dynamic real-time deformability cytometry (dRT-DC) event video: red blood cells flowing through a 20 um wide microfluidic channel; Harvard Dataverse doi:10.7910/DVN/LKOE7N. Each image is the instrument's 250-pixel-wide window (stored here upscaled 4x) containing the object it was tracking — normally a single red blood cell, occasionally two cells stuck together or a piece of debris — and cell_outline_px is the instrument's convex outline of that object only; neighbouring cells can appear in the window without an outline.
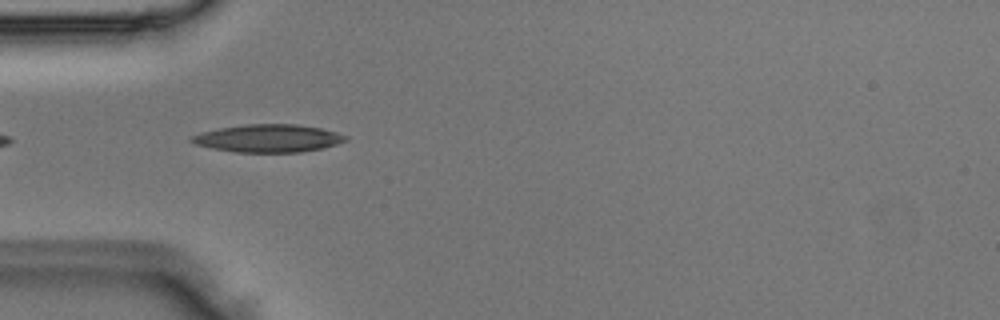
{"species": "Egyptian fruit bat (a non-hibernating species)", "species_latin": "Rousettus aegyptiacus", "temperature_condition": "room temperature", "stored_images_in_passage": 4, "camera_frame_rate_fps": 3000, "um_per_image_px": 0.085, "animal": {"sex": "male"}, "frame": {"image": 1, "passage_image": 2, "time_ms": 0.333, "image_size_px": [1000, 320], "cell_outline_px": [[348, 140], [324, 148], [300, 152], [236, 152], [212, 148], [196, 144], [188, 140], [188, 136], [200, 132], [220, 128], [248, 124], [296, 124], [320, 128], [336, 132], [348, 136]], "centroid_in_image_um": [22.78, 11.75], "position_along_channel_um": 62.2, "area_um2": 24.97}}
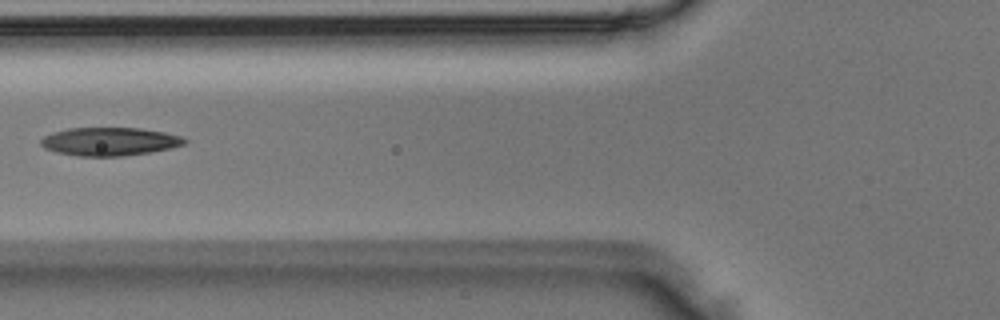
{"frame": {"image": 2, "passage_image": 3, "time_ms": 0.667, "image_size_px": [1000, 320], "cell_outline_px": [[188, 140], [184, 144], [172, 148], [152, 152], [124, 156], [80, 156], [56, 152], [44, 148], [40, 144], [40, 140], [44, 136], [52, 132], [68, 128], [140, 128], [164, 132], [180, 136]], "centroid_in_image_um": [9.31, 12.03], "position_along_channel_um": 116.5, "area_um2": 23.76}}
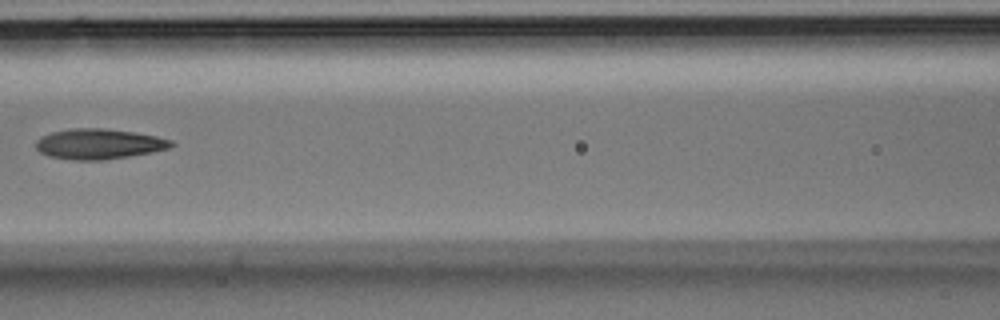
{"frame": {"image": 3, "passage_image": 4, "time_ms": 1.0, "image_size_px": [1000, 320], "cell_outline_px": [[176, 144], [168, 148], [152, 152], [104, 160], [72, 160], [48, 156], [40, 152], [36, 148], [36, 140], [40, 136], [52, 132], [72, 128], [104, 128], [132, 132], [156, 136], [172, 140]], "centroid_in_image_um": [8.38, 12.24], "position_along_channel_um": 158.2, "area_um2": 23.93}}